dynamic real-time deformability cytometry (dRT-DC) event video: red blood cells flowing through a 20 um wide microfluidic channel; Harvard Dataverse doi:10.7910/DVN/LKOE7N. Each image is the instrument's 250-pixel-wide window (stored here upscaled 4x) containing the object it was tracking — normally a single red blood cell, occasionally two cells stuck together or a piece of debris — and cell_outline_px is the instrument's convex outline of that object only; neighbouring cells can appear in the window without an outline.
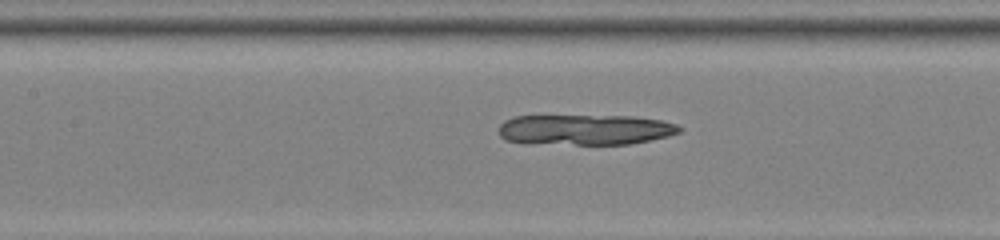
{"species": "common noctule bat (a hibernating species)", "species_latin": "Nyctalus noctula", "temperature_condition": "room temperature", "stored_images_in_passage": 40, "camera_frame_rate_fps": 3000, "um_per_image_px": 0.085, "animal": {"sex": "female", "body_mass_g": 22.0, "forearm_length_mm": 56.7}, "frame": {"image": 1, "passage_image": 13, "time_ms": 4.0, "image_size_px": [1000, 240], "cell_outline_px": [[684, 128], [680, 132], [668, 136], [628, 144], [528, 144], [504, 140], [500, 136], [500, 124], [504, 120], [512, 116], [632, 116], [660, 120], [676, 124]], "centroid_in_image_um": [49.69, 11.03], "position_along_channel_um": 157.7, "area_um2": 32.31}}
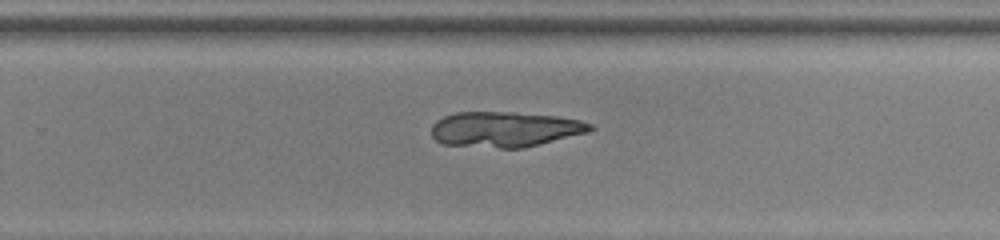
{"frame": {"image": 2, "passage_image": 23, "time_ms": 7.333, "image_size_px": [1000, 240], "cell_outline_px": [[596, 128], [588, 132], [524, 148], [500, 148], [440, 144], [432, 136], [432, 124], [436, 120], [444, 116], [456, 112], [512, 112], [556, 116], [580, 120], [592, 124]], "centroid_in_image_um": [42.91, 10.99], "position_along_channel_um": 286.9, "area_um2": 32.83}}
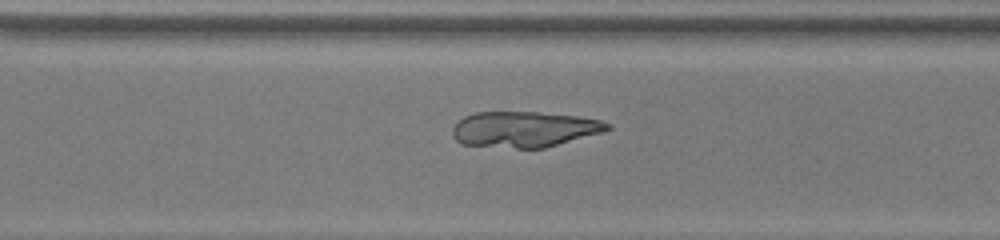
{"frame": {"image": 3, "passage_image": 26, "time_ms": 8.333, "image_size_px": [1000, 240], "cell_outline_px": [[612, 128], [604, 132], [544, 148], [516, 148], [460, 144], [452, 136], [452, 128], [464, 116], [476, 112], [536, 112], [576, 116], [600, 120], [612, 124]], "centroid_in_image_um": [44.57, 10.99], "position_along_channel_um": 326.0, "area_um2": 32.31}}